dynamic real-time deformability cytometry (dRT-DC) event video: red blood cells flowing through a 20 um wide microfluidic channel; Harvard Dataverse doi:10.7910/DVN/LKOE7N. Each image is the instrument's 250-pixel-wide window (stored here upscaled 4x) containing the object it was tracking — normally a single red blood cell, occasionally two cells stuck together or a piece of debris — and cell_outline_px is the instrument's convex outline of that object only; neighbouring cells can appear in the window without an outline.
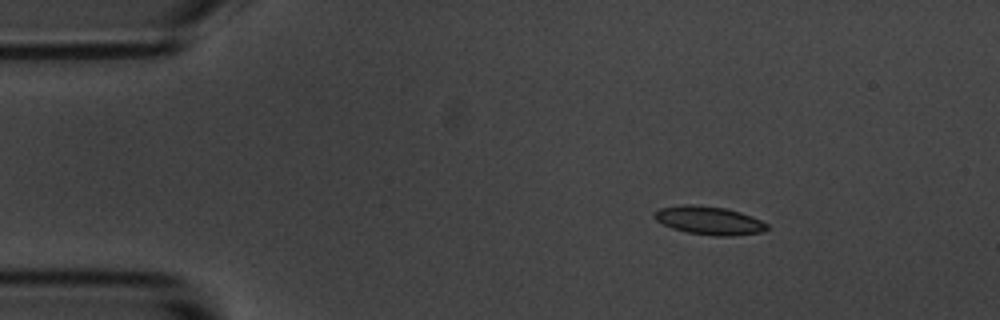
{"species": "common noctule bat (a hibernating species)", "species_latin": "Nyctalus noctula", "temperature_condition": "room temperature", "stored_images_in_passage": 5, "camera_frame_rate_fps": 3000, "um_per_image_px": 0.085, "animal": {"sex": "male", "body_mass_g": 20.1, "forearm_length_mm": 53.5}, "frame": {"image": 1, "passage_image": 3, "time_ms": 2.333, "image_size_px": [1000, 320], "cell_outline_px": [[768, 228], [764, 232], [728, 236], [712, 236], [688, 232], [672, 228], [656, 220], [652, 216], [652, 212], [660, 208], [684, 204], [692, 204], [724, 208], [740, 212], [752, 216], [768, 224]], "centroid_in_image_um": [60.26, 18.74], "position_along_channel_um": 24.7, "area_um2": 18.61}}